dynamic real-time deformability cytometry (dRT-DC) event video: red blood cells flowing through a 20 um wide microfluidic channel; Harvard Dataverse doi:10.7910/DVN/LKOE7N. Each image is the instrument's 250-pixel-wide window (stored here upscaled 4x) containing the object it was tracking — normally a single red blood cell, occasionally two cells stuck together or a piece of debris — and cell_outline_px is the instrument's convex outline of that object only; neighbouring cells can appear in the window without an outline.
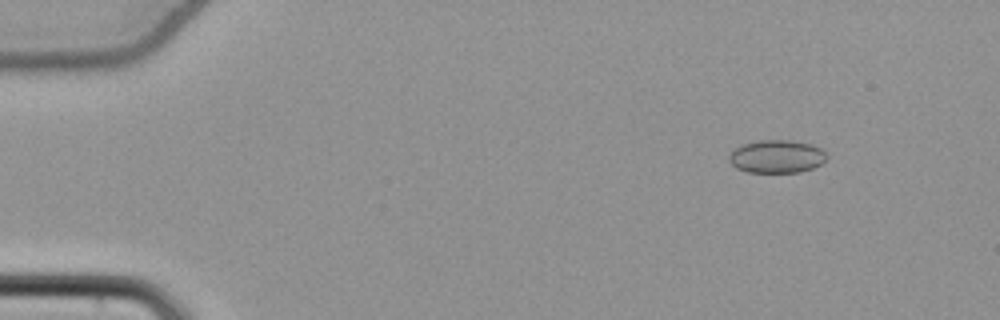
{"species": "common noctule bat (a hibernating species)", "species_latin": "Nyctalus noctula", "temperature_condition": "cold", "stored_images_in_passage": 55, "camera_frame_rate_fps": 3000, "um_per_image_px": 0.085, "animal": {"sex": "female", "body_mass_g": 22.7, "forearm_length_mm": 54.2}, "frame": {"image": 1, "passage_image": 7, "time_ms": 2.0, "image_size_px": [1000, 320], "cell_outline_px": [[828, 156], [820, 164], [812, 168], [800, 172], [748, 172], [736, 168], [728, 160], [728, 156], [736, 148], [744, 144], [760, 140], [792, 140], [808, 144], [820, 148]], "centroid_in_image_um": [66.0, 13.3], "position_along_channel_um": 19.0, "area_um2": 18.55}}
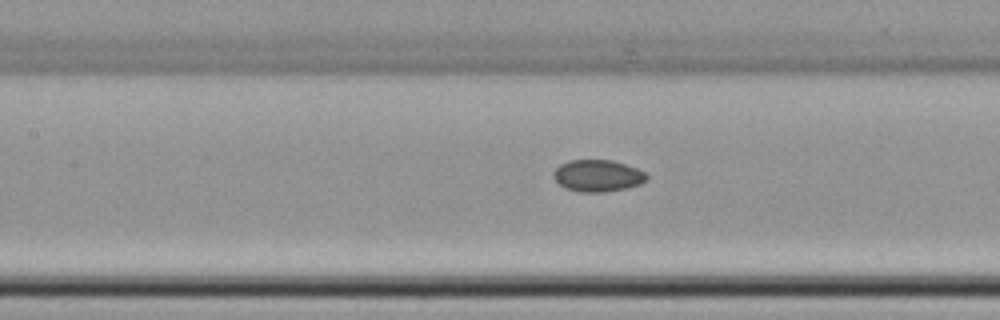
{"frame": {"image": 2, "passage_image": 26, "time_ms": 8.333, "image_size_px": [1000, 320], "cell_outline_px": [[648, 180], [640, 184], [628, 188], [604, 192], [580, 192], [564, 188], [552, 176], [552, 172], [560, 164], [568, 160], [612, 160], [636, 168], [644, 172], [648, 176]], "centroid_in_image_um": [50.79, 14.94], "position_along_channel_um": 156.6, "area_um2": 17.4}}
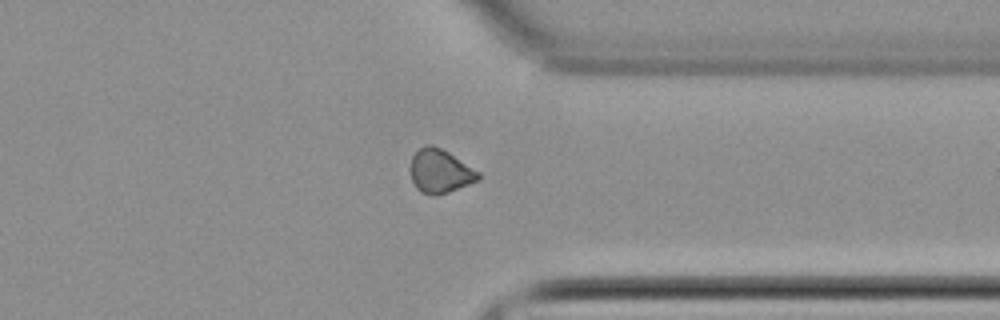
{"frame": {"image": 3, "passage_image": 43, "time_ms": 14.0, "image_size_px": [1000, 320], "cell_outline_px": [[480, 180], [448, 192], [436, 196], [432, 196], [420, 192], [416, 188], [412, 180], [408, 168], [412, 156], [420, 148], [428, 144], [432, 144], [448, 152], [480, 172]], "centroid_in_image_um": [37.38, 14.56], "position_along_channel_um": 374.0, "area_um2": 17.51}, "authors_computed_cell_mechanics": {"area_um2": 17.5134, "velocity_mm_per_s": 3.8748, "shape_relaxation_time_tau1_ms": null, "shape_relaxation_time_tau2_ms": 5.0081, "deformation_change_tau1": null, "deformation_change_tau2": 0.0692}}